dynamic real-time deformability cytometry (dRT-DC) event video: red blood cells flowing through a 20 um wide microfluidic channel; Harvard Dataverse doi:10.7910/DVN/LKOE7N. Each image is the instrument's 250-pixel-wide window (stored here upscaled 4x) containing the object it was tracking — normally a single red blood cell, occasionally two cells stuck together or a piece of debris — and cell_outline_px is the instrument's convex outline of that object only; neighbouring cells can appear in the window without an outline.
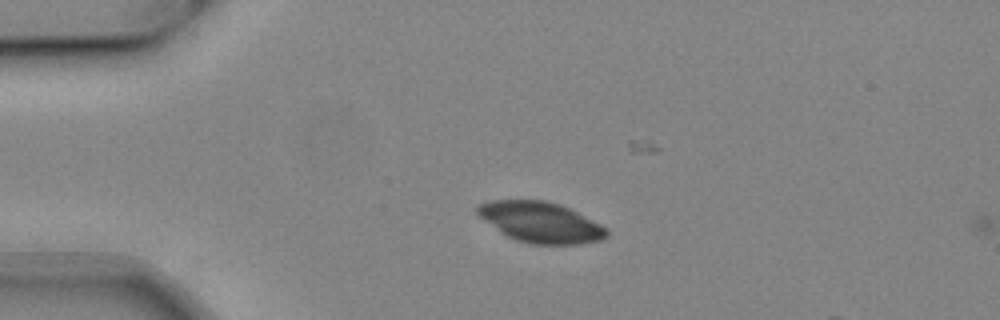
{"species": "common noctule bat (a hibernating species)", "species_latin": "Nyctalus noctula", "temperature_condition": "cold", "stored_images_in_passage": 2, "camera_frame_rate_fps": 3000, "um_per_image_px": 0.085, "animal": {"sex": "male", "body_mass_g": 19.2, "forearm_length_mm": 51.8}, "frame": {"image": 1, "passage_image": 1, "time_ms": 0.0, "image_size_px": [1000, 320], "cell_outline_px": [[608, 236], [600, 240], [576, 244], [532, 244], [516, 240], [500, 232], [484, 220], [476, 212], [476, 208], [480, 204], [488, 200], [544, 200], [560, 204], [600, 224], [608, 232]], "centroid_in_image_um": [45.92, 18.88], "position_along_channel_um": 39.1, "area_um2": 30.23}}